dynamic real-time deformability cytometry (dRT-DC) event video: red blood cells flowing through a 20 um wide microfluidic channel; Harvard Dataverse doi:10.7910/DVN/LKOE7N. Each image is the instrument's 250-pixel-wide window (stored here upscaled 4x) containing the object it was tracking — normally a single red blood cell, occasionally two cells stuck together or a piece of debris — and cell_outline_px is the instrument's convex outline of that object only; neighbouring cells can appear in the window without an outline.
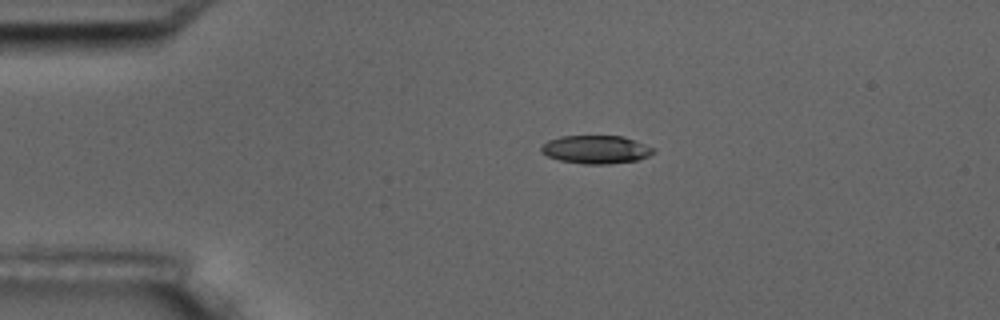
{"species": "common noctule bat (a hibernating species)", "species_latin": "Nyctalus noctula", "temperature_condition": "room temperature", "stored_images_in_passage": 5, "camera_frame_rate_fps": 3000, "um_per_image_px": 0.085, "animal": {"sex": "male", "body_mass_g": 17.5, "forearm_length_mm": 52.3}, "frame": {"image": 1, "passage_image": 2, "time_ms": 1.0, "image_size_px": [1000, 320], "cell_outline_px": [[656, 152], [648, 156], [636, 160], [608, 164], [584, 164], [560, 160], [548, 156], [540, 152], [540, 148], [548, 140], [560, 136], [624, 136], [656, 148]], "centroid_in_image_um": [50.68, 12.7], "position_along_channel_um": 34.3, "area_um2": 18.5}}
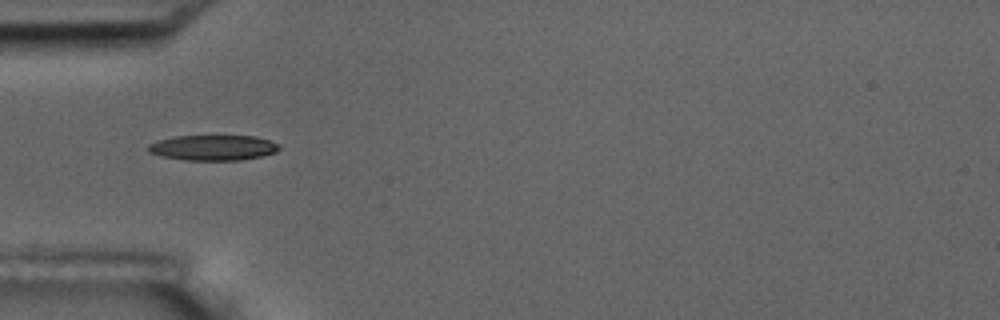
{"frame": {"image": 2, "passage_image": 3, "time_ms": 3.0, "image_size_px": [1000, 320], "cell_outline_px": [[280, 148], [276, 152], [260, 156], [240, 160], [184, 160], [164, 156], [148, 152], [148, 144], [160, 140], [176, 136], [256, 136], [280, 144]], "centroid_in_image_um": [18.14, 12.55], "position_along_channel_um": 66.9, "area_um2": 19.19}}